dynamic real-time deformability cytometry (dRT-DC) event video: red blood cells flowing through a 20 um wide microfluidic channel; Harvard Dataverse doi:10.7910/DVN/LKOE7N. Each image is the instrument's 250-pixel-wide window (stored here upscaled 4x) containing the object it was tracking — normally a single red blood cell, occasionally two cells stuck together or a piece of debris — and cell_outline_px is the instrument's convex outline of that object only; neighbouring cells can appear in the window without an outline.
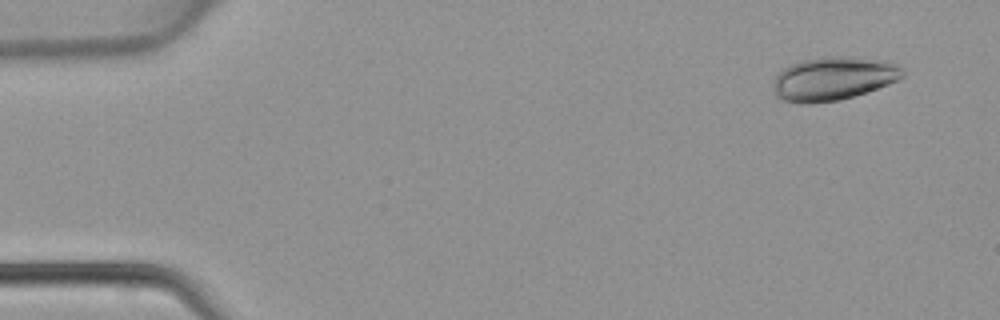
{"species": "common noctule bat (a hibernating species)", "species_latin": "Nyctalus noctula", "temperature_condition": "warm", "stored_images_in_passage": 45, "camera_frame_rate_fps": 3000, "um_per_image_px": 0.085, "animal": {"sex": "female", "body_mass_g": 22.7, "forearm_length_mm": 54.2}, "frame": {"image": 1, "passage_image": 3, "time_ms": 0.667, "image_size_px": [1000, 320], "cell_outline_px": [[904, 76], [888, 84], [840, 100], [812, 104], [800, 104], [784, 100], [776, 96], [772, 84], [772, 80], [776, 72], [792, 64], [804, 60], [820, 56], [852, 56], [888, 60], [904, 68]], "centroid_in_image_um": [70.81, 6.66], "position_along_channel_um": 14.2, "area_um2": 33.29}}
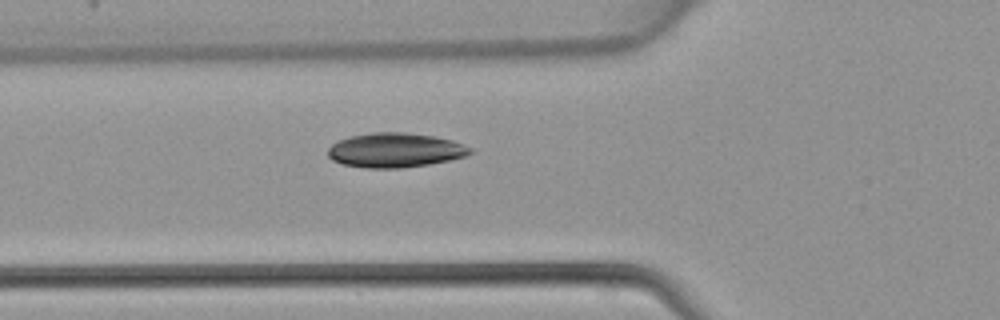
{"frame": {"image": 2, "passage_image": 16, "time_ms": 5.0, "image_size_px": [1000, 320], "cell_outline_px": [[476, 152], [464, 156], [448, 160], [428, 164], [400, 168], [364, 168], [344, 164], [332, 160], [328, 156], [328, 148], [332, 144], [340, 140], [352, 136], [372, 132], [404, 132], [432, 136], [452, 140], [472, 148]], "centroid_in_image_um": [33.59, 12.76], "position_along_channel_um": 92.2, "area_um2": 28.44}}
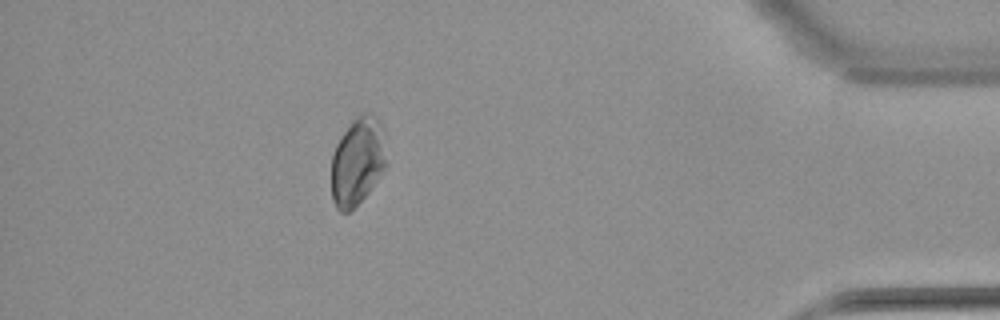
{"frame": {"image": 3, "passage_image": 40, "time_ms": 13.0, "image_size_px": [1000, 320], "cell_outline_px": [[384, 168], [368, 192], [348, 212], [340, 212], [336, 208], [332, 200], [332, 152], [336, 144], [352, 120], [360, 112], [368, 112], [376, 116], [380, 120], [384, 132]], "centroid_in_image_um": [30.36, 13.67], "position_along_channel_um": 404.8, "area_um2": 27.86}}